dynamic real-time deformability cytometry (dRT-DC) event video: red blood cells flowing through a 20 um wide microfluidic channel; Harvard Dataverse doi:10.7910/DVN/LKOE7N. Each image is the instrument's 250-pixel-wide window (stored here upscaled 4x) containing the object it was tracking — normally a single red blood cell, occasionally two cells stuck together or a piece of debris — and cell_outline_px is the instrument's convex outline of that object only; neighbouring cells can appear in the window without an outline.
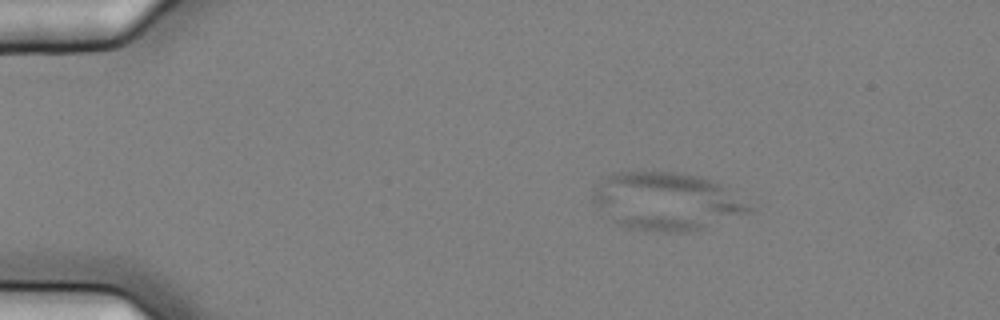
{"species": "common noctule bat (a hibernating species)", "species_latin": "Nyctalus noctula", "temperature_condition": "cold", "stored_images_in_passage": 3, "camera_frame_rate_fps": 3000, "um_per_image_px": 0.085, "animal": {"sex": "female", "body_mass_g": 25.1}, "frame": {"image": 1, "passage_image": 1, "time_ms": 0.0, "image_size_px": [1000, 320], "cell_outline_px": [[756, 208], [752, 212], [696, 232], [656, 232], [628, 228], [616, 224], [592, 200], [592, 192], [604, 176], [612, 172], [676, 172], [700, 176], [720, 184]], "centroid_in_image_um": [56.69, 17.13], "position_along_channel_um": 28.3, "area_um2": 53.12}}